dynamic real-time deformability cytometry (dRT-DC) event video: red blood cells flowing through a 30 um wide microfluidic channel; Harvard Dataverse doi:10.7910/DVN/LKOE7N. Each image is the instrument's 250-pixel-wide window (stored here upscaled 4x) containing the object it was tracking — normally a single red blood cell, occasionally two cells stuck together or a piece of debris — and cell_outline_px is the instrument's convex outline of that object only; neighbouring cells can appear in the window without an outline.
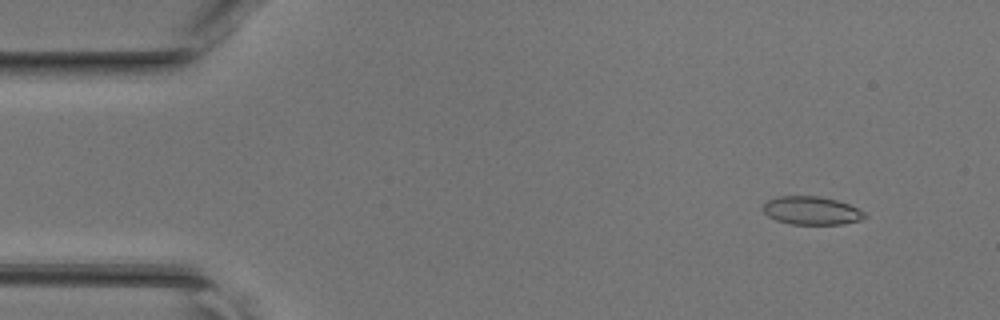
{"species": "common noctule bat (a hibernating species)", "species_latin": "Nyctalus noctula", "temperature_condition": "room temperature", "stored_images_in_passage": 46, "camera_frame_rate_fps": 3000, "um_per_image_px": 0.085, "animal": {"sex": "female", "body_mass_g": 17.0, "forearm_length_mm": 48.0}, "frame": {"image": 1, "passage_image": 4, "time_ms": 1.0, "image_size_px": [1000, 320], "cell_outline_px": [[868, 216], [860, 220], [844, 224], [792, 224], [776, 220], [768, 216], [764, 212], [764, 204], [768, 200], [776, 196], [820, 196], [836, 200], [848, 204], [864, 212]], "centroid_in_image_um": [68.98, 17.9], "position_along_channel_um": 16.0, "area_um2": 16.65}}
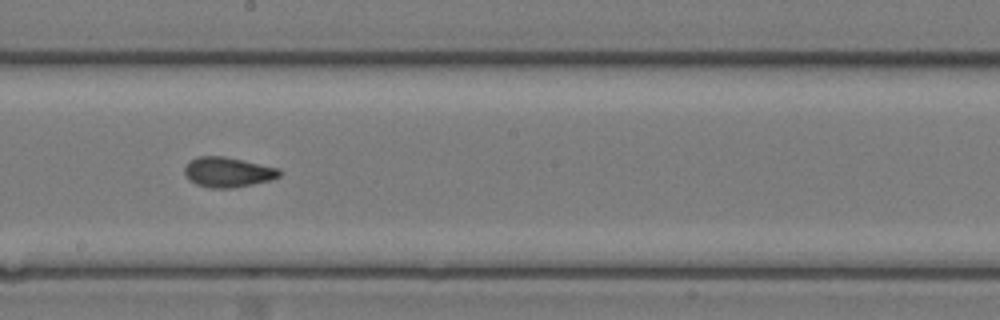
{"frame": {"image": 2, "passage_image": 25, "time_ms": 8.0, "image_size_px": [1000, 320], "cell_outline_px": [[284, 172], [280, 176], [272, 180], [232, 188], [212, 188], [196, 184], [188, 180], [184, 172], [184, 168], [188, 160], [196, 156], [224, 156], [280, 168]], "centroid_in_image_um": [19.37, 14.62], "position_along_channel_um": 228.8, "area_um2": 16.88}}
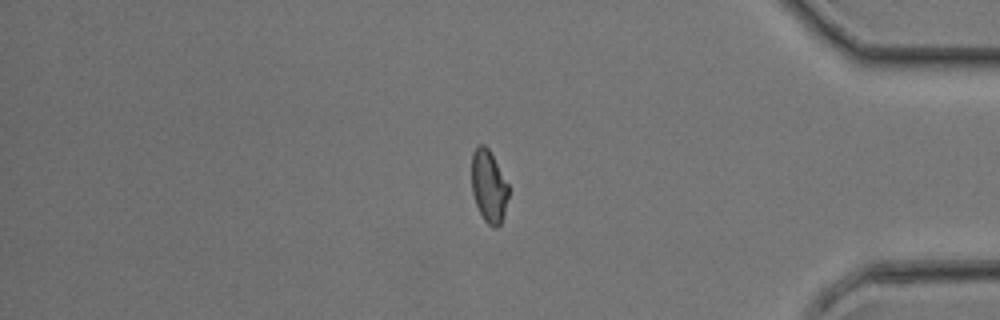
{"frame": {"image": 3, "passage_image": 38, "time_ms": 12.333, "image_size_px": [1000, 320], "cell_outline_px": [[508, 196], [504, 212], [500, 224], [496, 228], [492, 228], [484, 220], [476, 204], [472, 192], [472, 152], [476, 144], [484, 144], [488, 148], [508, 184]], "centroid_in_image_um": [41.52, 15.82], "position_along_channel_um": 393.7, "area_um2": 15.43}}